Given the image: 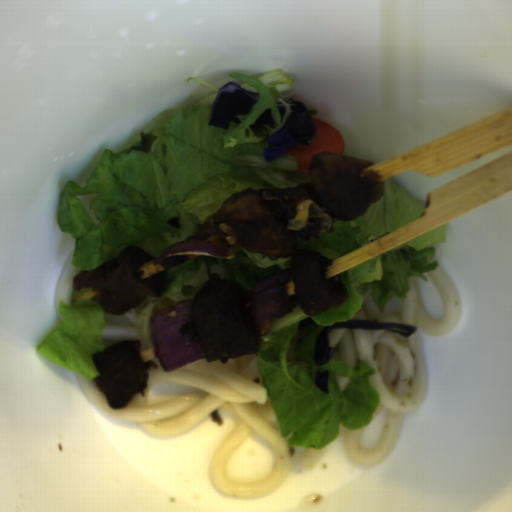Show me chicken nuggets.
Returning <instances> with one entry per match:
<instances>
[{
	"instance_id": "chicken-nuggets-4",
	"label": "chicken nuggets",
	"mask_w": 512,
	"mask_h": 512,
	"mask_svg": "<svg viewBox=\"0 0 512 512\" xmlns=\"http://www.w3.org/2000/svg\"><path fill=\"white\" fill-rule=\"evenodd\" d=\"M373 161L349 154L320 152L307 163L308 188L313 202L324 206L336 221L362 216L383 196L385 186L361 175Z\"/></svg>"
},
{
	"instance_id": "chicken-nuggets-5",
	"label": "chicken nuggets",
	"mask_w": 512,
	"mask_h": 512,
	"mask_svg": "<svg viewBox=\"0 0 512 512\" xmlns=\"http://www.w3.org/2000/svg\"><path fill=\"white\" fill-rule=\"evenodd\" d=\"M142 340H120L92 354L90 360L98 374L93 380L111 409L128 406L134 395L146 392L148 370L156 368L152 361H143Z\"/></svg>"
},
{
	"instance_id": "chicken-nuggets-2",
	"label": "chicken nuggets",
	"mask_w": 512,
	"mask_h": 512,
	"mask_svg": "<svg viewBox=\"0 0 512 512\" xmlns=\"http://www.w3.org/2000/svg\"><path fill=\"white\" fill-rule=\"evenodd\" d=\"M192 327L206 360L249 356L259 349L251 299L246 288L220 273L204 282L190 304Z\"/></svg>"
},
{
	"instance_id": "chicken-nuggets-3",
	"label": "chicken nuggets",
	"mask_w": 512,
	"mask_h": 512,
	"mask_svg": "<svg viewBox=\"0 0 512 512\" xmlns=\"http://www.w3.org/2000/svg\"><path fill=\"white\" fill-rule=\"evenodd\" d=\"M74 290L91 288L92 300L109 315L125 314L164 291V274L155 256L126 248L95 270H81L72 278Z\"/></svg>"
},
{
	"instance_id": "chicken-nuggets-1",
	"label": "chicken nuggets",
	"mask_w": 512,
	"mask_h": 512,
	"mask_svg": "<svg viewBox=\"0 0 512 512\" xmlns=\"http://www.w3.org/2000/svg\"><path fill=\"white\" fill-rule=\"evenodd\" d=\"M214 216L229 226L241 248L274 262L291 258L294 299L302 314L318 315L348 300L345 285L326 277L330 259L316 250L295 248L287 220L262 202L254 186L229 197Z\"/></svg>"
}]
</instances>
